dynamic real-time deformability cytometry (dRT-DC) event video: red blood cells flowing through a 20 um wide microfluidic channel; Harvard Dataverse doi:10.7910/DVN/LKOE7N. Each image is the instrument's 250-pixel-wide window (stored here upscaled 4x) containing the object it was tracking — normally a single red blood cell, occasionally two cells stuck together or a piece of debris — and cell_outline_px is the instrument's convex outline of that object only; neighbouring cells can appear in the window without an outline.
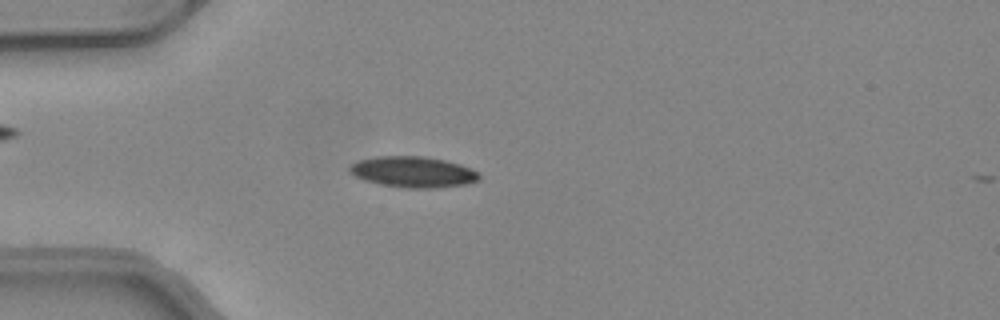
{"species": "common noctule bat (a hibernating species)", "species_latin": "Nyctalus noctula", "temperature_condition": "warm", "stored_images_in_passage": 4, "camera_frame_rate_fps": 3000, "um_per_image_px": 0.085, "animal": {"sex": "female", "body_mass_g": 24.6, "forearm_length_mm": 56.2}, "frame": {"image": 1, "passage_image": 2, "time_ms": 0.333, "image_size_px": [1000, 320], "cell_outline_px": [[480, 180], [464, 184], [436, 188], [408, 188], [380, 184], [364, 180], [348, 172], [348, 168], [352, 164], [360, 160], [376, 156], [424, 156], [444, 160], [460, 164], [476, 172], [480, 176]], "centroid_in_image_um": [35.08, 14.61], "position_along_channel_um": 49.9, "area_um2": 23.18}}